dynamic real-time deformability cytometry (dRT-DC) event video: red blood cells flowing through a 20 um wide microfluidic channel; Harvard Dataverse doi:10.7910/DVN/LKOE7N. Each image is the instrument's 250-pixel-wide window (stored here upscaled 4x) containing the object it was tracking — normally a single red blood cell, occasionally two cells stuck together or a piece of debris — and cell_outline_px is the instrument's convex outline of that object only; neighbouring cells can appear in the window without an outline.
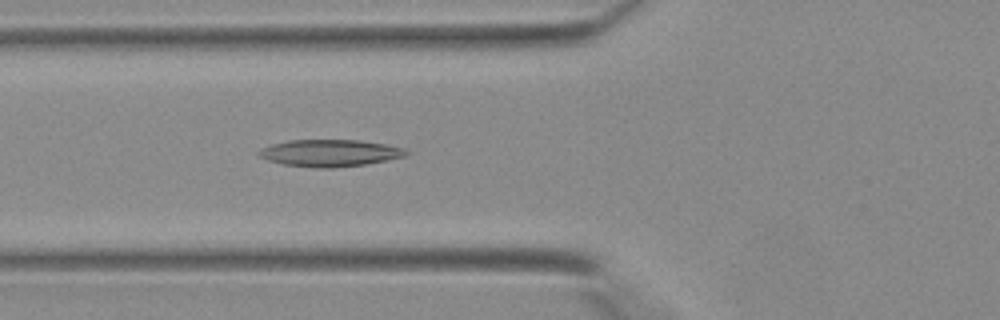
{"species": "Egyptian fruit bat (a non-hibernating species)", "species_latin": "Rousettus aegyptiacus", "temperature_condition": "warm", "stored_images_in_passage": 38, "camera_frame_rate_fps": 3000, "um_per_image_px": 0.085, "animal": {"sex": "female"}, "frame": {"image": 1, "passage_image": 13, "time_ms": 4.0, "image_size_px": [1000, 320], "cell_outline_px": [[408, 152], [404, 156], [388, 160], [364, 164], [332, 168], [316, 168], [284, 164], [268, 160], [260, 156], [256, 152], [272, 144], [288, 140], [360, 140], [384, 144], [404, 148]], "centroid_in_image_um": [28.03, 13.0], "position_along_channel_um": 97.8, "area_um2": 22.89}}
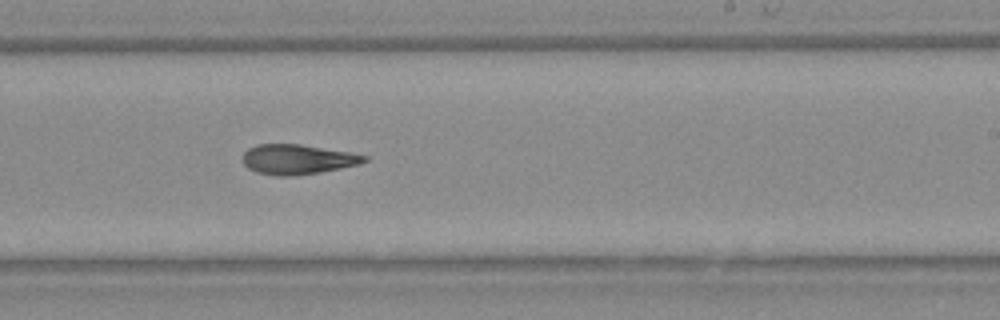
{"frame": {"image": 2, "passage_image": 23, "time_ms": 7.333, "image_size_px": [1000, 320], "cell_outline_px": [[368, 160], [360, 164], [320, 172], [288, 176], [276, 176], [256, 172], [248, 168], [244, 164], [244, 152], [248, 148], [256, 144], [300, 144], [348, 152], [368, 156]], "centroid_in_image_um": [25.28, 13.54], "position_along_channel_um": 263.7, "area_um2": 21.04}}
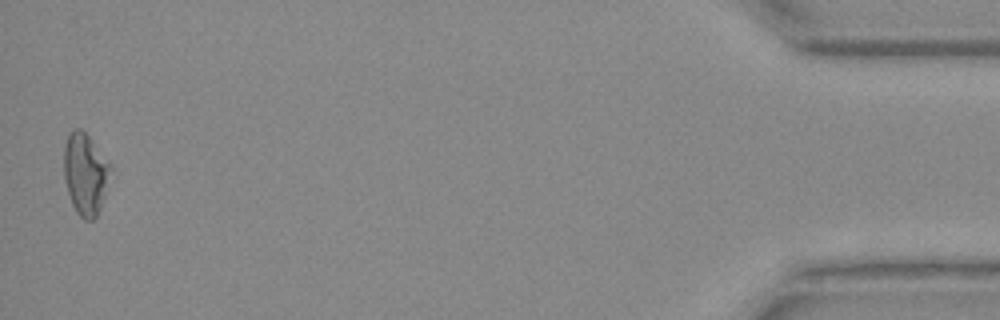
{"frame": {"image": 3, "passage_image": 38, "time_ms": 12.333, "image_size_px": [1000, 320], "cell_outline_px": [[112, 168], [104, 196], [100, 208], [96, 216], [92, 220], [84, 220], [76, 212], [72, 204], [64, 180], [64, 144], [68, 136], [76, 128], [80, 128], [88, 136], [112, 164]], "centroid_in_image_um": [7.26, 14.79], "position_along_channel_um": 427.9, "area_um2": 22.08}}